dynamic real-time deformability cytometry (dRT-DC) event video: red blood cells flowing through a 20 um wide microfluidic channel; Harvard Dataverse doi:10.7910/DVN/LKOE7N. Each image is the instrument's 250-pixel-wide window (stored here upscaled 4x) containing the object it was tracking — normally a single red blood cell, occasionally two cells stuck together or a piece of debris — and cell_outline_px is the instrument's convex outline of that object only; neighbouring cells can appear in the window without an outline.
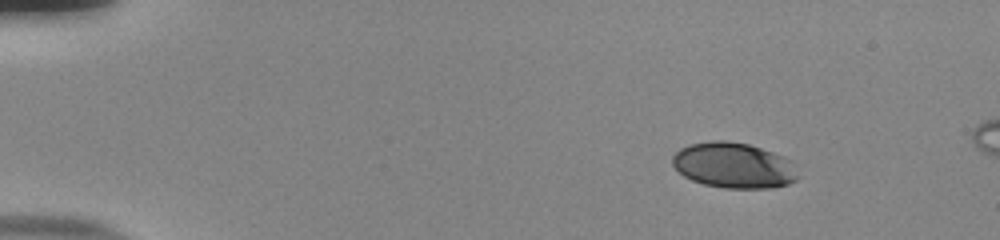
{"species": "human", "species_latin": "Homo sapiens", "temperature_condition": "room temperature", "stored_images_in_passage": 12, "camera_frame_rate_fps": 3000, "um_per_image_px": 0.085, "donor": {"sex": "male"}, "frame": {"image": 1, "passage_image": 1, "time_ms": 0.0, "image_size_px": [1000, 240], "cell_outline_px": [[796, 180], [788, 184], [772, 188], [724, 188], [704, 184], [692, 180], [684, 176], [672, 164], [672, 156], [680, 148], [688, 144], [712, 140], [728, 140], [748, 144], [772, 152], [792, 160], [796, 176]], "centroid_in_image_um": [62.33, 14.05], "position_along_channel_um": 22.7, "area_um2": 33.29}}